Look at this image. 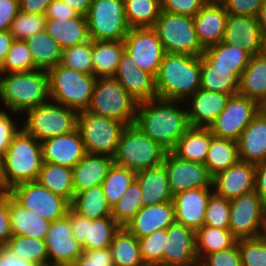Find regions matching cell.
<instances>
[{
    "label": "cell",
    "mask_w": 266,
    "mask_h": 266,
    "mask_svg": "<svg viewBox=\"0 0 266 266\" xmlns=\"http://www.w3.org/2000/svg\"><path fill=\"white\" fill-rule=\"evenodd\" d=\"M175 104L177 101L155 98L138 103L136 111L134 125L167 151L190 127L187 110L177 109Z\"/></svg>",
    "instance_id": "1"
},
{
    "label": "cell",
    "mask_w": 266,
    "mask_h": 266,
    "mask_svg": "<svg viewBox=\"0 0 266 266\" xmlns=\"http://www.w3.org/2000/svg\"><path fill=\"white\" fill-rule=\"evenodd\" d=\"M201 56L165 53L155 77L157 98L182 101L200 88Z\"/></svg>",
    "instance_id": "2"
},
{
    "label": "cell",
    "mask_w": 266,
    "mask_h": 266,
    "mask_svg": "<svg viewBox=\"0 0 266 266\" xmlns=\"http://www.w3.org/2000/svg\"><path fill=\"white\" fill-rule=\"evenodd\" d=\"M0 75L1 102L10 112L20 113L46 103L49 93V78L45 70L7 73Z\"/></svg>",
    "instance_id": "3"
},
{
    "label": "cell",
    "mask_w": 266,
    "mask_h": 266,
    "mask_svg": "<svg viewBox=\"0 0 266 266\" xmlns=\"http://www.w3.org/2000/svg\"><path fill=\"white\" fill-rule=\"evenodd\" d=\"M42 163L41 142L22 128L14 135L4 155L3 191L20 183L36 181Z\"/></svg>",
    "instance_id": "4"
},
{
    "label": "cell",
    "mask_w": 266,
    "mask_h": 266,
    "mask_svg": "<svg viewBox=\"0 0 266 266\" xmlns=\"http://www.w3.org/2000/svg\"><path fill=\"white\" fill-rule=\"evenodd\" d=\"M48 73L50 98L75 111H86L90 105L97 77L58 64Z\"/></svg>",
    "instance_id": "5"
},
{
    "label": "cell",
    "mask_w": 266,
    "mask_h": 266,
    "mask_svg": "<svg viewBox=\"0 0 266 266\" xmlns=\"http://www.w3.org/2000/svg\"><path fill=\"white\" fill-rule=\"evenodd\" d=\"M138 102L113 76L96 80L88 112L117 120L126 126L135 123Z\"/></svg>",
    "instance_id": "6"
},
{
    "label": "cell",
    "mask_w": 266,
    "mask_h": 266,
    "mask_svg": "<svg viewBox=\"0 0 266 266\" xmlns=\"http://www.w3.org/2000/svg\"><path fill=\"white\" fill-rule=\"evenodd\" d=\"M166 153L165 148L133 124L122 131L113 158L114 164L139 172L163 164Z\"/></svg>",
    "instance_id": "7"
},
{
    "label": "cell",
    "mask_w": 266,
    "mask_h": 266,
    "mask_svg": "<svg viewBox=\"0 0 266 266\" xmlns=\"http://www.w3.org/2000/svg\"><path fill=\"white\" fill-rule=\"evenodd\" d=\"M163 45L165 53L201 56V46L192 17L161 11L152 27Z\"/></svg>",
    "instance_id": "8"
},
{
    "label": "cell",
    "mask_w": 266,
    "mask_h": 266,
    "mask_svg": "<svg viewBox=\"0 0 266 266\" xmlns=\"http://www.w3.org/2000/svg\"><path fill=\"white\" fill-rule=\"evenodd\" d=\"M126 125L91 112L78 113L77 129L89 154L114 157Z\"/></svg>",
    "instance_id": "9"
},
{
    "label": "cell",
    "mask_w": 266,
    "mask_h": 266,
    "mask_svg": "<svg viewBox=\"0 0 266 266\" xmlns=\"http://www.w3.org/2000/svg\"><path fill=\"white\" fill-rule=\"evenodd\" d=\"M86 19L91 40L124 41L131 29L124 0H92Z\"/></svg>",
    "instance_id": "10"
},
{
    "label": "cell",
    "mask_w": 266,
    "mask_h": 266,
    "mask_svg": "<svg viewBox=\"0 0 266 266\" xmlns=\"http://www.w3.org/2000/svg\"><path fill=\"white\" fill-rule=\"evenodd\" d=\"M23 129L37 141L64 135L77 128L78 112L59 103H44L27 111Z\"/></svg>",
    "instance_id": "11"
},
{
    "label": "cell",
    "mask_w": 266,
    "mask_h": 266,
    "mask_svg": "<svg viewBox=\"0 0 266 266\" xmlns=\"http://www.w3.org/2000/svg\"><path fill=\"white\" fill-rule=\"evenodd\" d=\"M265 225L266 204L255 191L230 200L229 230L237 240L263 236Z\"/></svg>",
    "instance_id": "12"
},
{
    "label": "cell",
    "mask_w": 266,
    "mask_h": 266,
    "mask_svg": "<svg viewBox=\"0 0 266 266\" xmlns=\"http://www.w3.org/2000/svg\"><path fill=\"white\" fill-rule=\"evenodd\" d=\"M22 207L50 222L67 215L70 203L37 181L24 182L7 191Z\"/></svg>",
    "instance_id": "13"
},
{
    "label": "cell",
    "mask_w": 266,
    "mask_h": 266,
    "mask_svg": "<svg viewBox=\"0 0 266 266\" xmlns=\"http://www.w3.org/2000/svg\"><path fill=\"white\" fill-rule=\"evenodd\" d=\"M261 108L255 100L246 96L239 93L231 95L224 110L209 126V130L215 137L237 141Z\"/></svg>",
    "instance_id": "14"
},
{
    "label": "cell",
    "mask_w": 266,
    "mask_h": 266,
    "mask_svg": "<svg viewBox=\"0 0 266 266\" xmlns=\"http://www.w3.org/2000/svg\"><path fill=\"white\" fill-rule=\"evenodd\" d=\"M123 43L124 52L141 70L155 78L165 55V50L155 30L152 27L131 28Z\"/></svg>",
    "instance_id": "15"
},
{
    "label": "cell",
    "mask_w": 266,
    "mask_h": 266,
    "mask_svg": "<svg viewBox=\"0 0 266 266\" xmlns=\"http://www.w3.org/2000/svg\"><path fill=\"white\" fill-rule=\"evenodd\" d=\"M66 216L70 219L73 236L83 250L108 248L121 227L112 216L91 220L81 216L71 207Z\"/></svg>",
    "instance_id": "16"
},
{
    "label": "cell",
    "mask_w": 266,
    "mask_h": 266,
    "mask_svg": "<svg viewBox=\"0 0 266 266\" xmlns=\"http://www.w3.org/2000/svg\"><path fill=\"white\" fill-rule=\"evenodd\" d=\"M163 164L168 175L169 188L174 196L176 193L212 186V177L204 164L186 161L167 151Z\"/></svg>",
    "instance_id": "17"
},
{
    "label": "cell",
    "mask_w": 266,
    "mask_h": 266,
    "mask_svg": "<svg viewBox=\"0 0 266 266\" xmlns=\"http://www.w3.org/2000/svg\"><path fill=\"white\" fill-rule=\"evenodd\" d=\"M222 43L239 46L251 57L266 51L258 18L249 15H228Z\"/></svg>",
    "instance_id": "18"
},
{
    "label": "cell",
    "mask_w": 266,
    "mask_h": 266,
    "mask_svg": "<svg viewBox=\"0 0 266 266\" xmlns=\"http://www.w3.org/2000/svg\"><path fill=\"white\" fill-rule=\"evenodd\" d=\"M45 242L49 264L71 266L83 252L82 246L73 236L67 216L51 222Z\"/></svg>",
    "instance_id": "19"
},
{
    "label": "cell",
    "mask_w": 266,
    "mask_h": 266,
    "mask_svg": "<svg viewBox=\"0 0 266 266\" xmlns=\"http://www.w3.org/2000/svg\"><path fill=\"white\" fill-rule=\"evenodd\" d=\"M166 234L163 266H195L198 263L195 231L174 222Z\"/></svg>",
    "instance_id": "20"
},
{
    "label": "cell",
    "mask_w": 266,
    "mask_h": 266,
    "mask_svg": "<svg viewBox=\"0 0 266 266\" xmlns=\"http://www.w3.org/2000/svg\"><path fill=\"white\" fill-rule=\"evenodd\" d=\"M44 162L73 169L87 154L79 130L45 139L41 142Z\"/></svg>",
    "instance_id": "21"
},
{
    "label": "cell",
    "mask_w": 266,
    "mask_h": 266,
    "mask_svg": "<svg viewBox=\"0 0 266 266\" xmlns=\"http://www.w3.org/2000/svg\"><path fill=\"white\" fill-rule=\"evenodd\" d=\"M218 196L231 200L255 191V164L239 160L212 179Z\"/></svg>",
    "instance_id": "22"
},
{
    "label": "cell",
    "mask_w": 266,
    "mask_h": 266,
    "mask_svg": "<svg viewBox=\"0 0 266 266\" xmlns=\"http://www.w3.org/2000/svg\"><path fill=\"white\" fill-rule=\"evenodd\" d=\"M210 187L195 188L176 193L173 198L175 222L194 230L204 224L207 202L213 192Z\"/></svg>",
    "instance_id": "23"
},
{
    "label": "cell",
    "mask_w": 266,
    "mask_h": 266,
    "mask_svg": "<svg viewBox=\"0 0 266 266\" xmlns=\"http://www.w3.org/2000/svg\"><path fill=\"white\" fill-rule=\"evenodd\" d=\"M113 77L138 103L157 98L155 78L141 70L126 52L122 54Z\"/></svg>",
    "instance_id": "24"
},
{
    "label": "cell",
    "mask_w": 266,
    "mask_h": 266,
    "mask_svg": "<svg viewBox=\"0 0 266 266\" xmlns=\"http://www.w3.org/2000/svg\"><path fill=\"white\" fill-rule=\"evenodd\" d=\"M228 15L220 0H209L193 17L199 42L204 49L222 42Z\"/></svg>",
    "instance_id": "25"
},
{
    "label": "cell",
    "mask_w": 266,
    "mask_h": 266,
    "mask_svg": "<svg viewBox=\"0 0 266 266\" xmlns=\"http://www.w3.org/2000/svg\"><path fill=\"white\" fill-rule=\"evenodd\" d=\"M175 222L173 201L143 206L124 227L137 238L167 229Z\"/></svg>",
    "instance_id": "26"
},
{
    "label": "cell",
    "mask_w": 266,
    "mask_h": 266,
    "mask_svg": "<svg viewBox=\"0 0 266 266\" xmlns=\"http://www.w3.org/2000/svg\"><path fill=\"white\" fill-rule=\"evenodd\" d=\"M237 144L241 161L256 165L266 160V110L263 107L244 129Z\"/></svg>",
    "instance_id": "27"
},
{
    "label": "cell",
    "mask_w": 266,
    "mask_h": 266,
    "mask_svg": "<svg viewBox=\"0 0 266 266\" xmlns=\"http://www.w3.org/2000/svg\"><path fill=\"white\" fill-rule=\"evenodd\" d=\"M230 95L199 88L191 97V111H187L189 126L209 128L224 110Z\"/></svg>",
    "instance_id": "28"
},
{
    "label": "cell",
    "mask_w": 266,
    "mask_h": 266,
    "mask_svg": "<svg viewBox=\"0 0 266 266\" xmlns=\"http://www.w3.org/2000/svg\"><path fill=\"white\" fill-rule=\"evenodd\" d=\"M114 164V158L87 153L72 169L74 193L101 186Z\"/></svg>",
    "instance_id": "29"
},
{
    "label": "cell",
    "mask_w": 266,
    "mask_h": 266,
    "mask_svg": "<svg viewBox=\"0 0 266 266\" xmlns=\"http://www.w3.org/2000/svg\"><path fill=\"white\" fill-rule=\"evenodd\" d=\"M135 180L139 183L144 206L172 201L164 164L136 172Z\"/></svg>",
    "instance_id": "30"
},
{
    "label": "cell",
    "mask_w": 266,
    "mask_h": 266,
    "mask_svg": "<svg viewBox=\"0 0 266 266\" xmlns=\"http://www.w3.org/2000/svg\"><path fill=\"white\" fill-rule=\"evenodd\" d=\"M8 212L12 235L46 240L51 222L18 204L8 193Z\"/></svg>",
    "instance_id": "31"
},
{
    "label": "cell",
    "mask_w": 266,
    "mask_h": 266,
    "mask_svg": "<svg viewBox=\"0 0 266 266\" xmlns=\"http://www.w3.org/2000/svg\"><path fill=\"white\" fill-rule=\"evenodd\" d=\"M45 31L58 42L62 49L90 40L86 16L79 14L70 19L46 18Z\"/></svg>",
    "instance_id": "32"
},
{
    "label": "cell",
    "mask_w": 266,
    "mask_h": 266,
    "mask_svg": "<svg viewBox=\"0 0 266 266\" xmlns=\"http://www.w3.org/2000/svg\"><path fill=\"white\" fill-rule=\"evenodd\" d=\"M238 93L266 105V51L250 58L240 76Z\"/></svg>",
    "instance_id": "33"
},
{
    "label": "cell",
    "mask_w": 266,
    "mask_h": 266,
    "mask_svg": "<svg viewBox=\"0 0 266 266\" xmlns=\"http://www.w3.org/2000/svg\"><path fill=\"white\" fill-rule=\"evenodd\" d=\"M209 128L189 127L171 152L180 159L204 164L210 147Z\"/></svg>",
    "instance_id": "34"
},
{
    "label": "cell",
    "mask_w": 266,
    "mask_h": 266,
    "mask_svg": "<svg viewBox=\"0 0 266 266\" xmlns=\"http://www.w3.org/2000/svg\"><path fill=\"white\" fill-rule=\"evenodd\" d=\"M123 53V41L92 40L93 75L97 78L114 76Z\"/></svg>",
    "instance_id": "35"
},
{
    "label": "cell",
    "mask_w": 266,
    "mask_h": 266,
    "mask_svg": "<svg viewBox=\"0 0 266 266\" xmlns=\"http://www.w3.org/2000/svg\"><path fill=\"white\" fill-rule=\"evenodd\" d=\"M36 181L70 204L73 201L75 193L71 168L43 161Z\"/></svg>",
    "instance_id": "36"
},
{
    "label": "cell",
    "mask_w": 266,
    "mask_h": 266,
    "mask_svg": "<svg viewBox=\"0 0 266 266\" xmlns=\"http://www.w3.org/2000/svg\"><path fill=\"white\" fill-rule=\"evenodd\" d=\"M38 70L49 71L61 62L62 48L45 30L25 40Z\"/></svg>",
    "instance_id": "37"
},
{
    "label": "cell",
    "mask_w": 266,
    "mask_h": 266,
    "mask_svg": "<svg viewBox=\"0 0 266 266\" xmlns=\"http://www.w3.org/2000/svg\"><path fill=\"white\" fill-rule=\"evenodd\" d=\"M239 160L237 141L211 134L210 147L204 165L212 178L235 165Z\"/></svg>",
    "instance_id": "38"
},
{
    "label": "cell",
    "mask_w": 266,
    "mask_h": 266,
    "mask_svg": "<svg viewBox=\"0 0 266 266\" xmlns=\"http://www.w3.org/2000/svg\"><path fill=\"white\" fill-rule=\"evenodd\" d=\"M215 68L235 69V76L240 79L251 56L239 46L222 42L206 48L202 54Z\"/></svg>",
    "instance_id": "39"
},
{
    "label": "cell",
    "mask_w": 266,
    "mask_h": 266,
    "mask_svg": "<svg viewBox=\"0 0 266 266\" xmlns=\"http://www.w3.org/2000/svg\"><path fill=\"white\" fill-rule=\"evenodd\" d=\"M200 88L231 96L238 93L239 79L235 76V69L215 68L201 55Z\"/></svg>",
    "instance_id": "40"
},
{
    "label": "cell",
    "mask_w": 266,
    "mask_h": 266,
    "mask_svg": "<svg viewBox=\"0 0 266 266\" xmlns=\"http://www.w3.org/2000/svg\"><path fill=\"white\" fill-rule=\"evenodd\" d=\"M70 207L81 216L95 220L111 216V207L104 195L102 186L74 194Z\"/></svg>",
    "instance_id": "41"
},
{
    "label": "cell",
    "mask_w": 266,
    "mask_h": 266,
    "mask_svg": "<svg viewBox=\"0 0 266 266\" xmlns=\"http://www.w3.org/2000/svg\"><path fill=\"white\" fill-rule=\"evenodd\" d=\"M114 266H145L140 255L139 241L125 227L115 233L109 246Z\"/></svg>",
    "instance_id": "42"
},
{
    "label": "cell",
    "mask_w": 266,
    "mask_h": 266,
    "mask_svg": "<svg viewBox=\"0 0 266 266\" xmlns=\"http://www.w3.org/2000/svg\"><path fill=\"white\" fill-rule=\"evenodd\" d=\"M195 242L198 262H201L211 253L232 247L237 242V239L229 229L203 225L195 232Z\"/></svg>",
    "instance_id": "43"
},
{
    "label": "cell",
    "mask_w": 266,
    "mask_h": 266,
    "mask_svg": "<svg viewBox=\"0 0 266 266\" xmlns=\"http://www.w3.org/2000/svg\"><path fill=\"white\" fill-rule=\"evenodd\" d=\"M125 17L131 28L153 27L161 14V0H124Z\"/></svg>",
    "instance_id": "44"
},
{
    "label": "cell",
    "mask_w": 266,
    "mask_h": 266,
    "mask_svg": "<svg viewBox=\"0 0 266 266\" xmlns=\"http://www.w3.org/2000/svg\"><path fill=\"white\" fill-rule=\"evenodd\" d=\"M6 246L12 250L17 257L30 261L36 266L49 264L45 240L14 235L9 239Z\"/></svg>",
    "instance_id": "45"
},
{
    "label": "cell",
    "mask_w": 266,
    "mask_h": 266,
    "mask_svg": "<svg viewBox=\"0 0 266 266\" xmlns=\"http://www.w3.org/2000/svg\"><path fill=\"white\" fill-rule=\"evenodd\" d=\"M136 172L116 164L110 168L101 185L110 207L114 206L135 180Z\"/></svg>",
    "instance_id": "46"
},
{
    "label": "cell",
    "mask_w": 266,
    "mask_h": 266,
    "mask_svg": "<svg viewBox=\"0 0 266 266\" xmlns=\"http://www.w3.org/2000/svg\"><path fill=\"white\" fill-rule=\"evenodd\" d=\"M143 206L139 183L134 180L121 199L111 207V216L124 227Z\"/></svg>",
    "instance_id": "47"
},
{
    "label": "cell",
    "mask_w": 266,
    "mask_h": 266,
    "mask_svg": "<svg viewBox=\"0 0 266 266\" xmlns=\"http://www.w3.org/2000/svg\"><path fill=\"white\" fill-rule=\"evenodd\" d=\"M60 65L93 75L92 40L62 50Z\"/></svg>",
    "instance_id": "48"
},
{
    "label": "cell",
    "mask_w": 266,
    "mask_h": 266,
    "mask_svg": "<svg viewBox=\"0 0 266 266\" xmlns=\"http://www.w3.org/2000/svg\"><path fill=\"white\" fill-rule=\"evenodd\" d=\"M38 70L25 40H14L4 59L3 73H17Z\"/></svg>",
    "instance_id": "49"
},
{
    "label": "cell",
    "mask_w": 266,
    "mask_h": 266,
    "mask_svg": "<svg viewBox=\"0 0 266 266\" xmlns=\"http://www.w3.org/2000/svg\"><path fill=\"white\" fill-rule=\"evenodd\" d=\"M165 238H167L166 229L138 238L140 255L145 266H163Z\"/></svg>",
    "instance_id": "50"
},
{
    "label": "cell",
    "mask_w": 266,
    "mask_h": 266,
    "mask_svg": "<svg viewBox=\"0 0 266 266\" xmlns=\"http://www.w3.org/2000/svg\"><path fill=\"white\" fill-rule=\"evenodd\" d=\"M46 16L19 11L11 22L9 32L15 40H26L45 30Z\"/></svg>",
    "instance_id": "51"
},
{
    "label": "cell",
    "mask_w": 266,
    "mask_h": 266,
    "mask_svg": "<svg viewBox=\"0 0 266 266\" xmlns=\"http://www.w3.org/2000/svg\"><path fill=\"white\" fill-rule=\"evenodd\" d=\"M229 219L230 200L218 196L213 192L207 202L203 225L220 229H229Z\"/></svg>",
    "instance_id": "52"
},
{
    "label": "cell",
    "mask_w": 266,
    "mask_h": 266,
    "mask_svg": "<svg viewBox=\"0 0 266 266\" xmlns=\"http://www.w3.org/2000/svg\"><path fill=\"white\" fill-rule=\"evenodd\" d=\"M237 243L241 266H266V238L264 236L239 239Z\"/></svg>",
    "instance_id": "53"
},
{
    "label": "cell",
    "mask_w": 266,
    "mask_h": 266,
    "mask_svg": "<svg viewBox=\"0 0 266 266\" xmlns=\"http://www.w3.org/2000/svg\"><path fill=\"white\" fill-rule=\"evenodd\" d=\"M209 0H161L163 12L194 17Z\"/></svg>",
    "instance_id": "54"
},
{
    "label": "cell",
    "mask_w": 266,
    "mask_h": 266,
    "mask_svg": "<svg viewBox=\"0 0 266 266\" xmlns=\"http://www.w3.org/2000/svg\"><path fill=\"white\" fill-rule=\"evenodd\" d=\"M200 263L203 266H241L238 243L228 249L207 255Z\"/></svg>",
    "instance_id": "55"
},
{
    "label": "cell",
    "mask_w": 266,
    "mask_h": 266,
    "mask_svg": "<svg viewBox=\"0 0 266 266\" xmlns=\"http://www.w3.org/2000/svg\"><path fill=\"white\" fill-rule=\"evenodd\" d=\"M71 266H114L110 248L83 250Z\"/></svg>",
    "instance_id": "56"
},
{
    "label": "cell",
    "mask_w": 266,
    "mask_h": 266,
    "mask_svg": "<svg viewBox=\"0 0 266 266\" xmlns=\"http://www.w3.org/2000/svg\"><path fill=\"white\" fill-rule=\"evenodd\" d=\"M228 14L257 17L264 0H220Z\"/></svg>",
    "instance_id": "57"
},
{
    "label": "cell",
    "mask_w": 266,
    "mask_h": 266,
    "mask_svg": "<svg viewBox=\"0 0 266 266\" xmlns=\"http://www.w3.org/2000/svg\"><path fill=\"white\" fill-rule=\"evenodd\" d=\"M15 123L5 111H0V154L5 155L14 135L18 132Z\"/></svg>",
    "instance_id": "58"
},
{
    "label": "cell",
    "mask_w": 266,
    "mask_h": 266,
    "mask_svg": "<svg viewBox=\"0 0 266 266\" xmlns=\"http://www.w3.org/2000/svg\"><path fill=\"white\" fill-rule=\"evenodd\" d=\"M12 236L8 212V192L2 191L0 193V246L7 245Z\"/></svg>",
    "instance_id": "59"
},
{
    "label": "cell",
    "mask_w": 266,
    "mask_h": 266,
    "mask_svg": "<svg viewBox=\"0 0 266 266\" xmlns=\"http://www.w3.org/2000/svg\"><path fill=\"white\" fill-rule=\"evenodd\" d=\"M19 11V0H0V31L9 30Z\"/></svg>",
    "instance_id": "60"
},
{
    "label": "cell",
    "mask_w": 266,
    "mask_h": 266,
    "mask_svg": "<svg viewBox=\"0 0 266 266\" xmlns=\"http://www.w3.org/2000/svg\"><path fill=\"white\" fill-rule=\"evenodd\" d=\"M77 15L78 13L74 9L60 0H52L45 13L46 18L51 19H70Z\"/></svg>",
    "instance_id": "61"
},
{
    "label": "cell",
    "mask_w": 266,
    "mask_h": 266,
    "mask_svg": "<svg viewBox=\"0 0 266 266\" xmlns=\"http://www.w3.org/2000/svg\"><path fill=\"white\" fill-rule=\"evenodd\" d=\"M0 266H36L32 262L17 257L6 245L0 246Z\"/></svg>",
    "instance_id": "62"
},
{
    "label": "cell",
    "mask_w": 266,
    "mask_h": 266,
    "mask_svg": "<svg viewBox=\"0 0 266 266\" xmlns=\"http://www.w3.org/2000/svg\"><path fill=\"white\" fill-rule=\"evenodd\" d=\"M52 0H19L20 11L28 14L45 15Z\"/></svg>",
    "instance_id": "63"
},
{
    "label": "cell",
    "mask_w": 266,
    "mask_h": 266,
    "mask_svg": "<svg viewBox=\"0 0 266 266\" xmlns=\"http://www.w3.org/2000/svg\"><path fill=\"white\" fill-rule=\"evenodd\" d=\"M255 192L266 204V160L255 165Z\"/></svg>",
    "instance_id": "64"
},
{
    "label": "cell",
    "mask_w": 266,
    "mask_h": 266,
    "mask_svg": "<svg viewBox=\"0 0 266 266\" xmlns=\"http://www.w3.org/2000/svg\"><path fill=\"white\" fill-rule=\"evenodd\" d=\"M12 34L7 31H0V75L3 74L4 68V59L11 48V45L14 41Z\"/></svg>",
    "instance_id": "65"
},
{
    "label": "cell",
    "mask_w": 266,
    "mask_h": 266,
    "mask_svg": "<svg viewBox=\"0 0 266 266\" xmlns=\"http://www.w3.org/2000/svg\"><path fill=\"white\" fill-rule=\"evenodd\" d=\"M74 9L79 15L86 16L92 0H60Z\"/></svg>",
    "instance_id": "66"
},
{
    "label": "cell",
    "mask_w": 266,
    "mask_h": 266,
    "mask_svg": "<svg viewBox=\"0 0 266 266\" xmlns=\"http://www.w3.org/2000/svg\"><path fill=\"white\" fill-rule=\"evenodd\" d=\"M257 18L263 36L266 39V0L262 3Z\"/></svg>",
    "instance_id": "67"
},
{
    "label": "cell",
    "mask_w": 266,
    "mask_h": 266,
    "mask_svg": "<svg viewBox=\"0 0 266 266\" xmlns=\"http://www.w3.org/2000/svg\"><path fill=\"white\" fill-rule=\"evenodd\" d=\"M3 163L4 156L0 154V188L3 191Z\"/></svg>",
    "instance_id": "68"
},
{
    "label": "cell",
    "mask_w": 266,
    "mask_h": 266,
    "mask_svg": "<svg viewBox=\"0 0 266 266\" xmlns=\"http://www.w3.org/2000/svg\"><path fill=\"white\" fill-rule=\"evenodd\" d=\"M43 266H60V265L47 264V265H43Z\"/></svg>",
    "instance_id": "69"
},
{
    "label": "cell",
    "mask_w": 266,
    "mask_h": 266,
    "mask_svg": "<svg viewBox=\"0 0 266 266\" xmlns=\"http://www.w3.org/2000/svg\"><path fill=\"white\" fill-rule=\"evenodd\" d=\"M263 236L266 238V225H265L264 235Z\"/></svg>",
    "instance_id": "70"
},
{
    "label": "cell",
    "mask_w": 266,
    "mask_h": 266,
    "mask_svg": "<svg viewBox=\"0 0 266 266\" xmlns=\"http://www.w3.org/2000/svg\"><path fill=\"white\" fill-rule=\"evenodd\" d=\"M195 266H203L200 262H198Z\"/></svg>",
    "instance_id": "71"
}]
</instances>
